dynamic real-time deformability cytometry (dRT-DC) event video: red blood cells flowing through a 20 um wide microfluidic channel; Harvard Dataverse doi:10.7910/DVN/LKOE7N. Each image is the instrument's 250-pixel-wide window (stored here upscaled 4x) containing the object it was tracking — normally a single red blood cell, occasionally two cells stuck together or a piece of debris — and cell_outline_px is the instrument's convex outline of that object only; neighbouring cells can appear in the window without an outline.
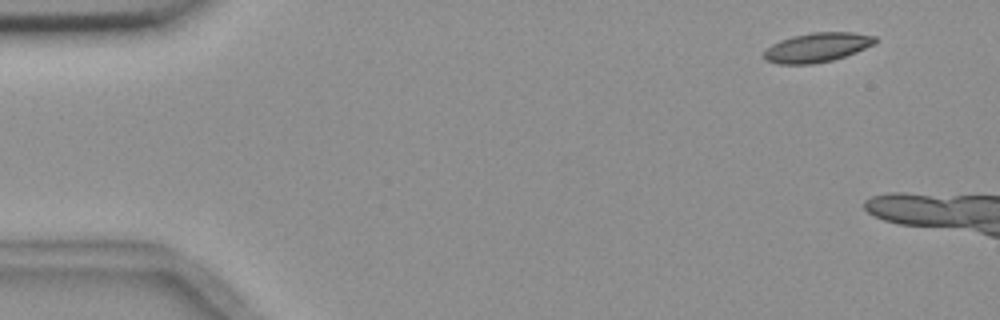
{"species": "common noctule bat (a hibernating species)", "species_latin": "Nyctalus noctula", "temperature_condition": "room temperature", "stored_images_in_passage": 3, "camera_frame_rate_fps": 3000, "um_per_image_px": 0.085, "animal": {"sex": "female", "body_mass_g": 18.4}, "frame": {"image": 1, "passage_image": 1, "time_ms": 0.0, "image_size_px": [1000, 320], "cell_outline_px": [[876, 44], [856, 52], [832, 60], [812, 64], [776, 64], [764, 60], [764, 52], [772, 44], [780, 40], [792, 36], [812, 32], [852, 32], [876, 36]], "centroid_in_image_um": [69.45, 4.03], "position_along_channel_um": 15.5, "area_um2": 19.07}}